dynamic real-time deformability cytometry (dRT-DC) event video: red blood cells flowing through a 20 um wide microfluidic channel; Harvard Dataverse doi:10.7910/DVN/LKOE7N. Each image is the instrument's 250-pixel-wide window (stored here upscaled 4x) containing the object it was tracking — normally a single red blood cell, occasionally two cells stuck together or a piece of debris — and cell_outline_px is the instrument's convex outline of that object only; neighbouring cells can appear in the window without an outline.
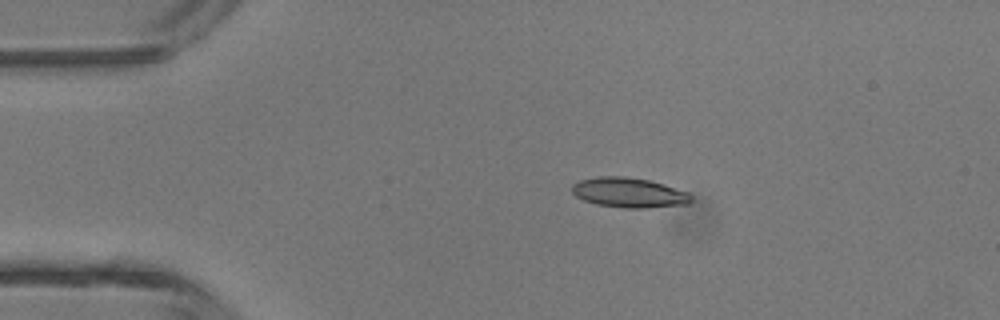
{"species": "common noctule bat (a hibernating species)", "species_latin": "Nyctalus noctula", "temperature_condition": "room temperature", "stored_images_in_passage": 2, "camera_frame_rate_fps": 3000, "um_per_image_px": 0.085, "animal": {"sex": "male", "body_mass_g": 13.3}, "frame": {"image": 1, "passage_image": 1, "time_ms": 0.0, "image_size_px": [1000, 320], "cell_outline_px": [[692, 200], [688, 204], [648, 208], [624, 208], [596, 204], [584, 200], [576, 196], [572, 192], [572, 184], [580, 180], [596, 176], [624, 176], [648, 180], [664, 184], [688, 192], [692, 196]], "centroid_in_image_um": [53.47, 16.37], "position_along_channel_um": 31.5, "area_um2": 20.87}}